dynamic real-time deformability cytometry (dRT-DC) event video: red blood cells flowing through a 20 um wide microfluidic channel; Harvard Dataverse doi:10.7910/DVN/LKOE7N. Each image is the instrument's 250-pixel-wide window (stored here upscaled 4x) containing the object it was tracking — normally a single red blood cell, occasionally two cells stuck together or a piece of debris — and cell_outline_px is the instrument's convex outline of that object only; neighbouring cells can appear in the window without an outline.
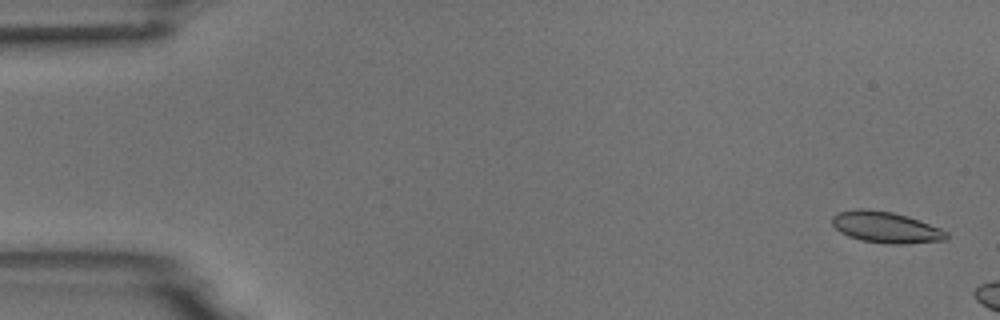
{"species": "common noctule bat (a hibernating species)", "species_latin": "Nyctalus noctula", "temperature_condition": "room temperature", "stored_images_in_passage": 7, "camera_frame_rate_fps": 3000, "um_per_image_px": 0.085, "animal": {"sex": "male", "body_mass_g": 18.8}, "frame": {"image": 1, "passage_image": 2, "time_ms": 0.333, "image_size_px": [1000, 320], "cell_outline_px": [[948, 236], [944, 240], [908, 244], [888, 244], [860, 240], [848, 236], [840, 232], [832, 224], [832, 216], [840, 212], [856, 208], [868, 208], [892, 212], [908, 216], [940, 228], [948, 232]], "centroid_in_image_um": [75.29, 19.32], "position_along_channel_um": 9.7, "area_um2": 20.92}}